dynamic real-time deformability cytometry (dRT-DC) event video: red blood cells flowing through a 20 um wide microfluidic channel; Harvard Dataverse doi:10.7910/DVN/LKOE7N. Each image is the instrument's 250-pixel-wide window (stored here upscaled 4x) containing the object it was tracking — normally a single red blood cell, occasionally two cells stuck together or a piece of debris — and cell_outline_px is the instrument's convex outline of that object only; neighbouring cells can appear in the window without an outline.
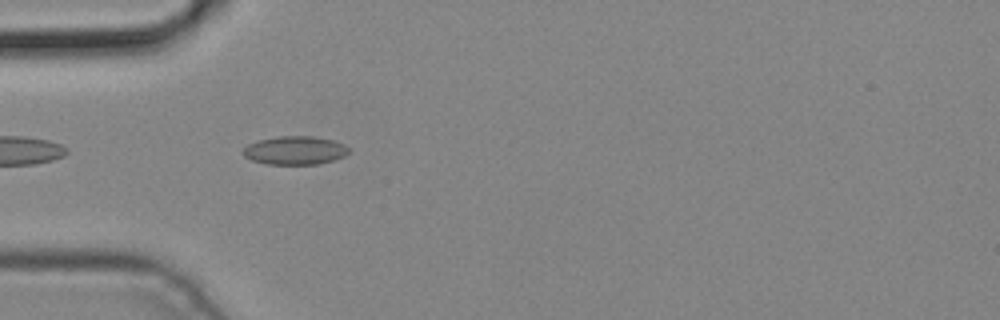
{"species": "common noctule bat (a hibernating species)", "species_latin": "Nyctalus noctula", "temperature_condition": "cold", "stored_images_in_passage": 5, "camera_frame_rate_fps": 3000, "um_per_image_px": 0.085, "animal": {"sex": "male", "body_mass_g": 19.2, "forearm_length_mm": 51.8}, "frame": {"image": 1, "passage_image": 4, "time_ms": 1.0, "image_size_px": [1000, 320], "cell_outline_px": [[352, 152], [344, 156], [332, 160], [316, 164], [264, 164], [252, 160], [244, 156], [240, 152], [248, 144], [256, 140], [276, 136], [312, 136], [332, 140], [344, 144]], "centroid_in_image_um": [25.04, 12.78], "position_along_channel_um": 60.0, "area_um2": 17.69}}
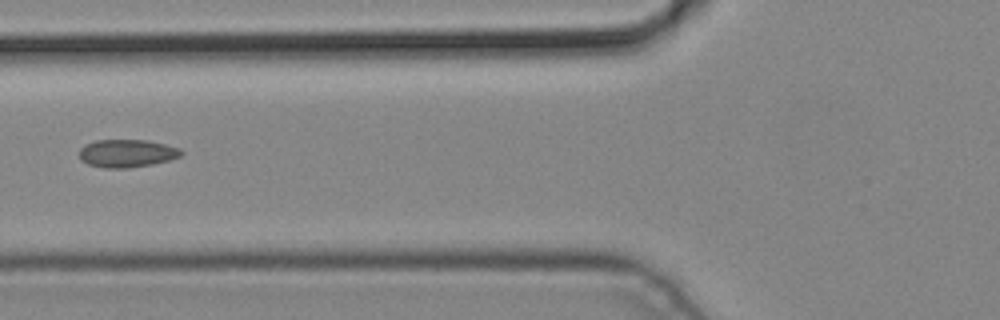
{"frame": {"image": 2, "passage_image": 5, "time_ms": 1.333, "image_size_px": [1000, 320], "cell_outline_px": [[184, 152], [180, 156], [168, 160], [152, 164], [128, 168], [104, 168], [88, 164], [80, 160], [80, 148], [84, 144], [96, 140], [148, 140], [180, 148]], "centroid_in_image_um": [10.77, 13.03], "position_along_channel_um": 115.0, "area_um2": 16.59}}